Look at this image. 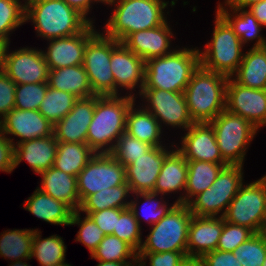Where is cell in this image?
<instances>
[{"instance_id":"6da1fadb","label":"cell","mask_w":266,"mask_h":266,"mask_svg":"<svg viewBox=\"0 0 266 266\" xmlns=\"http://www.w3.org/2000/svg\"><path fill=\"white\" fill-rule=\"evenodd\" d=\"M106 5L115 7L103 34L119 42L131 33L162 25L170 12L165 10L169 5L165 0H113Z\"/></svg>"},{"instance_id":"7a4b0ae2","label":"cell","mask_w":266,"mask_h":266,"mask_svg":"<svg viewBox=\"0 0 266 266\" xmlns=\"http://www.w3.org/2000/svg\"><path fill=\"white\" fill-rule=\"evenodd\" d=\"M136 98L128 95H97L86 143L95 153H110L126 132V116Z\"/></svg>"},{"instance_id":"3957f363","label":"cell","mask_w":266,"mask_h":266,"mask_svg":"<svg viewBox=\"0 0 266 266\" xmlns=\"http://www.w3.org/2000/svg\"><path fill=\"white\" fill-rule=\"evenodd\" d=\"M33 23L37 37L51 40L81 33L90 22L64 0H30L25 22Z\"/></svg>"},{"instance_id":"277c9868","label":"cell","mask_w":266,"mask_h":266,"mask_svg":"<svg viewBox=\"0 0 266 266\" xmlns=\"http://www.w3.org/2000/svg\"><path fill=\"white\" fill-rule=\"evenodd\" d=\"M200 66V53L195 48H174L162 57L145 62L144 88L184 92L194 71Z\"/></svg>"},{"instance_id":"5b68a950","label":"cell","mask_w":266,"mask_h":266,"mask_svg":"<svg viewBox=\"0 0 266 266\" xmlns=\"http://www.w3.org/2000/svg\"><path fill=\"white\" fill-rule=\"evenodd\" d=\"M228 78L201 65L194 71L184 90L188 112L194 123H209L226 109Z\"/></svg>"},{"instance_id":"8992f818","label":"cell","mask_w":266,"mask_h":266,"mask_svg":"<svg viewBox=\"0 0 266 266\" xmlns=\"http://www.w3.org/2000/svg\"><path fill=\"white\" fill-rule=\"evenodd\" d=\"M214 23L212 39L205 44V49H199L200 65L207 70L231 77L243 59L245 46L218 12L215 14Z\"/></svg>"},{"instance_id":"52a82bcc","label":"cell","mask_w":266,"mask_h":266,"mask_svg":"<svg viewBox=\"0 0 266 266\" xmlns=\"http://www.w3.org/2000/svg\"><path fill=\"white\" fill-rule=\"evenodd\" d=\"M193 214L187 204L177 203L153 224L138 253L182 252L187 256L188 229Z\"/></svg>"},{"instance_id":"ba28073f","label":"cell","mask_w":266,"mask_h":266,"mask_svg":"<svg viewBox=\"0 0 266 266\" xmlns=\"http://www.w3.org/2000/svg\"><path fill=\"white\" fill-rule=\"evenodd\" d=\"M221 156L228 165L244 166V159L258 129L240 115L222 111L209 122Z\"/></svg>"},{"instance_id":"9c48e42d","label":"cell","mask_w":266,"mask_h":266,"mask_svg":"<svg viewBox=\"0 0 266 266\" xmlns=\"http://www.w3.org/2000/svg\"><path fill=\"white\" fill-rule=\"evenodd\" d=\"M243 169L241 165L225 166L211 187L187 204L190 212L196 216L224 217L230 202L244 182Z\"/></svg>"},{"instance_id":"30bf717a","label":"cell","mask_w":266,"mask_h":266,"mask_svg":"<svg viewBox=\"0 0 266 266\" xmlns=\"http://www.w3.org/2000/svg\"><path fill=\"white\" fill-rule=\"evenodd\" d=\"M266 216V175L240 186L224 215L225 221L259 233Z\"/></svg>"},{"instance_id":"8fae6325","label":"cell","mask_w":266,"mask_h":266,"mask_svg":"<svg viewBox=\"0 0 266 266\" xmlns=\"http://www.w3.org/2000/svg\"><path fill=\"white\" fill-rule=\"evenodd\" d=\"M139 96L144 102L140 105L158 120L162 129L163 126H170L185 132L194 123L188 112L184 92L143 88Z\"/></svg>"},{"instance_id":"7c38bea8","label":"cell","mask_w":266,"mask_h":266,"mask_svg":"<svg viewBox=\"0 0 266 266\" xmlns=\"http://www.w3.org/2000/svg\"><path fill=\"white\" fill-rule=\"evenodd\" d=\"M111 38L100 30L87 42L83 67L95 95H116L114 76L110 68Z\"/></svg>"},{"instance_id":"4fadbf2b","label":"cell","mask_w":266,"mask_h":266,"mask_svg":"<svg viewBox=\"0 0 266 266\" xmlns=\"http://www.w3.org/2000/svg\"><path fill=\"white\" fill-rule=\"evenodd\" d=\"M125 183V167L110 153H96L77 176L80 202L98 191Z\"/></svg>"},{"instance_id":"5bb4252c","label":"cell","mask_w":266,"mask_h":266,"mask_svg":"<svg viewBox=\"0 0 266 266\" xmlns=\"http://www.w3.org/2000/svg\"><path fill=\"white\" fill-rule=\"evenodd\" d=\"M110 68L114 76L116 95H122L119 91L121 88L127 90L126 95L138 98L136 96L144 88L145 61L122 42L111 38ZM136 88H139L137 94L133 93Z\"/></svg>"},{"instance_id":"9a60e30c","label":"cell","mask_w":266,"mask_h":266,"mask_svg":"<svg viewBox=\"0 0 266 266\" xmlns=\"http://www.w3.org/2000/svg\"><path fill=\"white\" fill-rule=\"evenodd\" d=\"M10 44H6L3 72L15 84L48 82L49 67L42 49L20 47L9 52Z\"/></svg>"},{"instance_id":"2e32d148","label":"cell","mask_w":266,"mask_h":266,"mask_svg":"<svg viewBox=\"0 0 266 266\" xmlns=\"http://www.w3.org/2000/svg\"><path fill=\"white\" fill-rule=\"evenodd\" d=\"M226 110L240 115L260 130L266 126V89H252L229 77Z\"/></svg>"},{"instance_id":"e0dca14e","label":"cell","mask_w":266,"mask_h":266,"mask_svg":"<svg viewBox=\"0 0 266 266\" xmlns=\"http://www.w3.org/2000/svg\"><path fill=\"white\" fill-rule=\"evenodd\" d=\"M97 30L94 24L90 23L77 35L47 40L48 47L42 52L49 70L83 65L86 44Z\"/></svg>"},{"instance_id":"ac0fdd59","label":"cell","mask_w":266,"mask_h":266,"mask_svg":"<svg viewBox=\"0 0 266 266\" xmlns=\"http://www.w3.org/2000/svg\"><path fill=\"white\" fill-rule=\"evenodd\" d=\"M53 127L39 110H20L14 108L0 120V128L3 134L13 145L27 140L48 137L53 134ZM8 135H14L19 140L14 142L15 138H11Z\"/></svg>"},{"instance_id":"d6986e66","label":"cell","mask_w":266,"mask_h":266,"mask_svg":"<svg viewBox=\"0 0 266 266\" xmlns=\"http://www.w3.org/2000/svg\"><path fill=\"white\" fill-rule=\"evenodd\" d=\"M173 142L168 146L152 147L143 156L125 166L126 183L132 194L154 192V186L159 176L165 157L175 148Z\"/></svg>"},{"instance_id":"ffe728a7","label":"cell","mask_w":266,"mask_h":266,"mask_svg":"<svg viewBox=\"0 0 266 266\" xmlns=\"http://www.w3.org/2000/svg\"><path fill=\"white\" fill-rule=\"evenodd\" d=\"M184 132L176 149L186 160L227 164L220 153L214 129L210 123H193Z\"/></svg>"},{"instance_id":"44dd1931","label":"cell","mask_w":266,"mask_h":266,"mask_svg":"<svg viewBox=\"0 0 266 266\" xmlns=\"http://www.w3.org/2000/svg\"><path fill=\"white\" fill-rule=\"evenodd\" d=\"M96 100L97 95H92L75 101L72 110L53 127L58 142L86 143Z\"/></svg>"},{"instance_id":"7402d4cb","label":"cell","mask_w":266,"mask_h":266,"mask_svg":"<svg viewBox=\"0 0 266 266\" xmlns=\"http://www.w3.org/2000/svg\"><path fill=\"white\" fill-rule=\"evenodd\" d=\"M171 30L170 23L166 20L160 26L129 34L122 43L146 62L174 50L171 49V38L175 35Z\"/></svg>"},{"instance_id":"603a6c76","label":"cell","mask_w":266,"mask_h":266,"mask_svg":"<svg viewBox=\"0 0 266 266\" xmlns=\"http://www.w3.org/2000/svg\"><path fill=\"white\" fill-rule=\"evenodd\" d=\"M223 225V217L193 215L188 229L187 256L202 257L216 250Z\"/></svg>"},{"instance_id":"cb8c5ba5","label":"cell","mask_w":266,"mask_h":266,"mask_svg":"<svg viewBox=\"0 0 266 266\" xmlns=\"http://www.w3.org/2000/svg\"><path fill=\"white\" fill-rule=\"evenodd\" d=\"M58 141L54 133L45 138L32 139L14 145V169L27 161L37 175L54 165Z\"/></svg>"},{"instance_id":"d4e9b609","label":"cell","mask_w":266,"mask_h":266,"mask_svg":"<svg viewBox=\"0 0 266 266\" xmlns=\"http://www.w3.org/2000/svg\"><path fill=\"white\" fill-rule=\"evenodd\" d=\"M187 160L176 149H173L164 159L159 176L154 186V193L167 195L178 193L176 203L184 204V191L187 183ZM183 190V191H182Z\"/></svg>"},{"instance_id":"484cf974","label":"cell","mask_w":266,"mask_h":266,"mask_svg":"<svg viewBox=\"0 0 266 266\" xmlns=\"http://www.w3.org/2000/svg\"><path fill=\"white\" fill-rule=\"evenodd\" d=\"M39 175L41 185L37 188L54 199L66 203L73 211L79 210L80 198L77 189V177L51 167Z\"/></svg>"},{"instance_id":"4316f807","label":"cell","mask_w":266,"mask_h":266,"mask_svg":"<svg viewBox=\"0 0 266 266\" xmlns=\"http://www.w3.org/2000/svg\"><path fill=\"white\" fill-rule=\"evenodd\" d=\"M23 208L51 225L70 226L73 210L64 202L54 199L36 188L26 199Z\"/></svg>"},{"instance_id":"83f0119b","label":"cell","mask_w":266,"mask_h":266,"mask_svg":"<svg viewBox=\"0 0 266 266\" xmlns=\"http://www.w3.org/2000/svg\"><path fill=\"white\" fill-rule=\"evenodd\" d=\"M134 102L126 116V133L153 147L166 146L160 141L163 130L158 120L142 106Z\"/></svg>"},{"instance_id":"f1b7e54d","label":"cell","mask_w":266,"mask_h":266,"mask_svg":"<svg viewBox=\"0 0 266 266\" xmlns=\"http://www.w3.org/2000/svg\"><path fill=\"white\" fill-rule=\"evenodd\" d=\"M215 11L229 23L243 46L253 40L256 42L252 47L266 46V38L260 34L265 27L257 21L249 9L217 8Z\"/></svg>"},{"instance_id":"f546056e","label":"cell","mask_w":266,"mask_h":266,"mask_svg":"<svg viewBox=\"0 0 266 266\" xmlns=\"http://www.w3.org/2000/svg\"><path fill=\"white\" fill-rule=\"evenodd\" d=\"M231 77L240 85L266 89V46L249 48Z\"/></svg>"},{"instance_id":"4dcf8cb0","label":"cell","mask_w":266,"mask_h":266,"mask_svg":"<svg viewBox=\"0 0 266 266\" xmlns=\"http://www.w3.org/2000/svg\"><path fill=\"white\" fill-rule=\"evenodd\" d=\"M47 83L48 87L68 92L77 98L95 95L83 65L50 69Z\"/></svg>"},{"instance_id":"1f68e13d","label":"cell","mask_w":266,"mask_h":266,"mask_svg":"<svg viewBox=\"0 0 266 266\" xmlns=\"http://www.w3.org/2000/svg\"><path fill=\"white\" fill-rule=\"evenodd\" d=\"M225 166L228 164L187 160L188 174L184 191V204H188L196 195L211 187Z\"/></svg>"},{"instance_id":"d6a6232c","label":"cell","mask_w":266,"mask_h":266,"mask_svg":"<svg viewBox=\"0 0 266 266\" xmlns=\"http://www.w3.org/2000/svg\"><path fill=\"white\" fill-rule=\"evenodd\" d=\"M95 154L87 143L58 142L53 167L77 177Z\"/></svg>"},{"instance_id":"836d02e7","label":"cell","mask_w":266,"mask_h":266,"mask_svg":"<svg viewBox=\"0 0 266 266\" xmlns=\"http://www.w3.org/2000/svg\"><path fill=\"white\" fill-rule=\"evenodd\" d=\"M133 196L136 197L134 198ZM131 197L133 199H131L130 201L129 208L134 213V216L141 228L142 219L146 220L147 224L152 226L153 224H156L161 218H163L177 204L176 202H174V204L172 203L169 205V203L164 200V195H160L159 197V194L154 192L134 193V195L132 194ZM141 200H144L143 203H141ZM139 203L142 205L139 206Z\"/></svg>"},{"instance_id":"e575fe53","label":"cell","mask_w":266,"mask_h":266,"mask_svg":"<svg viewBox=\"0 0 266 266\" xmlns=\"http://www.w3.org/2000/svg\"><path fill=\"white\" fill-rule=\"evenodd\" d=\"M41 231L35 229L31 257H35L40 266H64L66 262V245L57 234L41 238Z\"/></svg>"},{"instance_id":"d590c367","label":"cell","mask_w":266,"mask_h":266,"mask_svg":"<svg viewBox=\"0 0 266 266\" xmlns=\"http://www.w3.org/2000/svg\"><path fill=\"white\" fill-rule=\"evenodd\" d=\"M132 195L127 183L112 188H106L87 196L80 204V212H97L108 208L126 209L130 206Z\"/></svg>"},{"instance_id":"8d00e7d4","label":"cell","mask_w":266,"mask_h":266,"mask_svg":"<svg viewBox=\"0 0 266 266\" xmlns=\"http://www.w3.org/2000/svg\"><path fill=\"white\" fill-rule=\"evenodd\" d=\"M35 229L5 230L0 234V257L14 260L32 259V242Z\"/></svg>"},{"instance_id":"74e56055","label":"cell","mask_w":266,"mask_h":266,"mask_svg":"<svg viewBox=\"0 0 266 266\" xmlns=\"http://www.w3.org/2000/svg\"><path fill=\"white\" fill-rule=\"evenodd\" d=\"M90 257L97 261L137 262L138 252L126 241L110 234L105 235Z\"/></svg>"},{"instance_id":"f35d334b","label":"cell","mask_w":266,"mask_h":266,"mask_svg":"<svg viewBox=\"0 0 266 266\" xmlns=\"http://www.w3.org/2000/svg\"><path fill=\"white\" fill-rule=\"evenodd\" d=\"M77 99L73 94L48 87L39 112L55 126L72 110Z\"/></svg>"},{"instance_id":"ab89813d","label":"cell","mask_w":266,"mask_h":266,"mask_svg":"<svg viewBox=\"0 0 266 266\" xmlns=\"http://www.w3.org/2000/svg\"><path fill=\"white\" fill-rule=\"evenodd\" d=\"M25 22V3L20 0H0V42L10 44L9 35Z\"/></svg>"},{"instance_id":"60d3db41","label":"cell","mask_w":266,"mask_h":266,"mask_svg":"<svg viewBox=\"0 0 266 266\" xmlns=\"http://www.w3.org/2000/svg\"><path fill=\"white\" fill-rule=\"evenodd\" d=\"M152 147L125 132L116 141L110 154L125 167L143 156Z\"/></svg>"},{"instance_id":"b9f144b4","label":"cell","mask_w":266,"mask_h":266,"mask_svg":"<svg viewBox=\"0 0 266 266\" xmlns=\"http://www.w3.org/2000/svg\"><path fill=\"white\" fill-rule=\"evenodd\" d=\"M76 224L79 226V231L77 232L75 241L85 245L92 255L99 243L105 237V233L88 215H85L82 218L81 212L78 210L73 212L70 221V226H75Z\"/></svg>"},{"instance_id":"7bdbcfd3","label":"cell","mask_w":266,"mask_h":266,"mask_svg":"<svg viewBox=\"0 0 266 266\" xmlns=\"http://www.w3.org/2000/svg\"><path fill=\"white\" fill-rule=\"evenodd\" d=\"M233 253L242 266H263L266 258V239L255 233L240 244Z\"/></svg>"},{"instance_id":"ee69618b","label":"cell","mask_w":266,"mask_h":266,"mask_svg":"<svg viewBox=\"0 0 266 266\" xmlns=\"http://www.w3.org/2000/svg\"><path fill=\"white\" fill-rule=\"evenodd\" d=\"M47 89V82L16 84L14 108L20 110H39Z\"/></svg>"},{"instance_id":"f6af8a7d","label":"cell","mask_w":266,"mask_h":266,"mask_svg":"<svg viewBox=\"0 0 266 266\" xmlns=\"http://www.w3.org/2000/svg\"><path fill=\"white\" fill-rule=\"evenodd\" d=\"M141 230L142 228L136 220L134 213L128 207L117 217L116 229L113 230L112 234L126 241L138 252L143 243Z\"/></svg>"},{"instance_id":"bcb514c9","label":"cell","mask_w":266,"mask_h":266,"mask_svg":"<svg viewBox=\"0 0 266 266\" xmlns=\"http://www.w3.org/2000/svg\"><path fill=\"white\" fill-rule=\"evenodd\" d=\"M254 234L251 229L229 223L224 219L223 229L216 249L233 252L240 244L247 241Z\"/></svg>"},{"instance_id":"7dc6e473","label":"cell","mask_w":266,"mask_h":266,"mask_svg":"<svg viewBox=\"0 0 266 266\" xmlns=\"http://www.w3.org/2000/svg\"><path fill=\"white\" fill-rule=\"evenodd\" d=\"M185 258L182 252L167 251L162 253H138L137 266H180Z\"/></svg>"},{"instance_id":"c3c4849f","label":"cell","mask_w":266,"mask_h":266,"mask_svg":"<svg viewBox=\"0 0 266 266\" xmlns=\"http://www.w3.org/2000/svg\"><path fill=\"white\" fill-rule=\"evenodd\" d=\"M123 210L119 208H108L97 212H82V214L88 215L105 235H110L116 229L117 217L120 216Z\"/></svg>"},{"instance_id":"681fc988","label":"cell","mask_w":266,"mask_h":266,"mask_svg":"<svg viewBox=\"0 0 266 266\" xmlns=\"http://www.w3.org/2000/svg\"><path fill=\"white\" fill-rule=\"evenodd\" d=\"M15 89V82L2 72L0 74V120L14 109Z\"/></svg>"},{"instance_id":"f907efd6","label":"cell","mask_w":266,"mask_h":266,"mask_svg":"<svg viewBox=\"0 0 266 266\" xmlns=\"http://www.w3.org/2000/svg\"><path fill=\"white\" fill-rule=\"evenodd\" d=\"M14 169V145L0 128V171L11 173Z\"/></svg>"},{"instance_id":"816d5d0a","label":"cell","mask_w":266,"mask_h":266,"mask_svg":"<svg viewBox=\"0 0 266 266\" xmlns=\"http://www.w3.org/2000/svg\"><path fill=\"white\" fill-rule=\"evenodd\" d=\"M204 266H242L233 252L214 250L202 256Z\"/></svg>"},{"instance_id":"f5cc1de1","label":"cell","mask_w":266,"mask_h":266,"mask_svg":"<svg viewBox=\"0 0 266 266\" xmlns=\"http://www.w3.org/2000/svg\"><path fill=\"white\" fill-rule=\"evenodd\" d=\"M70 7L76 9L82 14L90 23L94 24L95 20L88 17L91 8L95 3H102L100 0H64ZM93 4V5H92Z\"/></svg>"},{"instance_id":"db71d44e","label":"cell","mask_w":266,"mask_h":266,"mask_svg":"<svg viewBox=\"0 0 266 266\" xmlns=\"http://www.w3.org/2000/svg\"><path fill=\"white\" fill-rule=\"evenodd\" d=\"M261 1H263V0H224V2L222 4L219 2L217 3L218 4L217 8H227V9L244 8V9H248L253 4L259 3Z\"/></svg>"},{"instance_id":"11a10c76","label":"cell","mask_w":266,"mask_h":266,"mask_svg":"<svg viewBox=\"0 0 266 266\" xmlns=\"http://www.w3.org/2000/svg\"><path fill=\"white\" fill-rule=\"evenodd\" d=\"M257 21L263 26L266 27V0H263L259 3L253 4L248 8Z\"/></svg>"},{"instance_id":"9f6ffc18","label":"cell","mask_w":266,"mask_h":266,"mask_svg":"<svg viewBox=\"0 0 266 266\" xmlns=\"http://www.w3.org/2000/svg\"><path fill=\"white\" fill-rule=\"evenodd\" d=\"M180 266H204L202 257L185 256L181 261Z\"/></svg>"},{"instance_id":"6f0895ef","label":"cell","mask_w":266,"mask_h":266,"mask_svg":"<svg viewBox=\"0 0 266 266\" xmlns=\"http://www.w3.org/2000/svg\"><path fill=\"white\" fill-rule=\"evenodd\" d=\"M96 266H137V262L98 261Z\"/></svg>"},{"instance_id":"680465c9","label":"cell","mask_w":266,"mask_h":266,"mask_svg":"<svg viewBox=\"0 0 266 266\" xmlns=\"http://www.w3.org/2000/svg\"><path fill=\"white\" fill-rule=\"evenodd\" d=\"M6 50V44L0 42V74L4 70V55Z\"/></svg>"},{"instance_id":"91938a15","label":"cell","mask_w":266,"mask_h":266,"mask_svg":"<svg viewBox=\"0 0 266 266\" xmlns=\"http://www.w3.org/2000/svg\"><path fill=\"white\" fill-rule=\"evenodd\" d=\"M29 260L30 259L13 261V262H11V264H9V266H31L30 264H28L26 262V261H29Z\"/></svg>"},{"instance_id":"94428289","label":"cell","mask_w":266,"mask_h":266,"mask_svg":"<svg viewBox=\"0 0 266 266\" xmlns=\"http://www.w3.org/2000/svg\"><path fill=\"white\" fill-rule=\"evenodd\" d=\"M259 234L264 238L266 239V216L264 218V221H263V224H262V227L260 229V232Z\"/></svg>"},{"instance_id":"6125c7cd","label":"cell","mask_w":266,"mask_h":266,"mask_svg":"<svg viewBox=\"0 0 266 266\" xmlns=\"http://www.w3.org/2000/svg\"><path fill=\"white\" fill-rule=\"evenodd\" d=\"M104 5L108 4L109 2L113 1V0H100Z\"/></svg>"},{"instance_id":"be15d7a7","label":"cell","mask_w":266,"mask_h":266,"mask_svg":"<svg viewBox=\"0 0 266 266\" xmlns=\"http://www.w3.org/2000/svg\"><path fill=\"white\" fill-rule=\"evenodd\" d=\"M263 266H266V258H265V261H264V263H263Z\"/></svg>"}]
</instances>
